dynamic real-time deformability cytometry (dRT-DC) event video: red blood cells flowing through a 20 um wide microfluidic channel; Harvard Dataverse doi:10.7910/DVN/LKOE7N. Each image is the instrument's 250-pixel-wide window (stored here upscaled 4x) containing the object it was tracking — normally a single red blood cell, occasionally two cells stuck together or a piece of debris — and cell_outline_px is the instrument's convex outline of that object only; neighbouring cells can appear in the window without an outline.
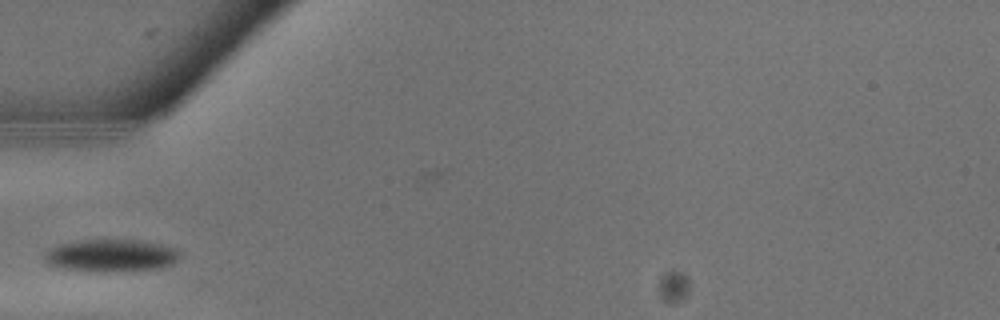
{"species": "common noctule bat (a hibernating species)", "species_latin": "Nyctalus noctula", "temperature_condition": "warm", "stored_images_in_passage": 13, "camera_frame_rate_fps": 3000, "um_per_image_px": 0.085, "animal": {"sex": "male", "body_mass_g": 13.3}, "frame": {"image": 1, "passage_image": 1, "time_ms": 0.0, "image_size_px": [1000, 320], "cell_outline_px": [[180, 252], [176, 260], [172, 264], [160, 268], [104, 272], [64, 268], [48, 264], [44, 260], [44, 256], [52, 248], [60, 244], [76, 240], [140, 240], [164, 244], [180, 248]], "centroid_in_image_um": [9.5, 21.7], "position_along_channel_um": 75.5, "area_um2": 25.49}}
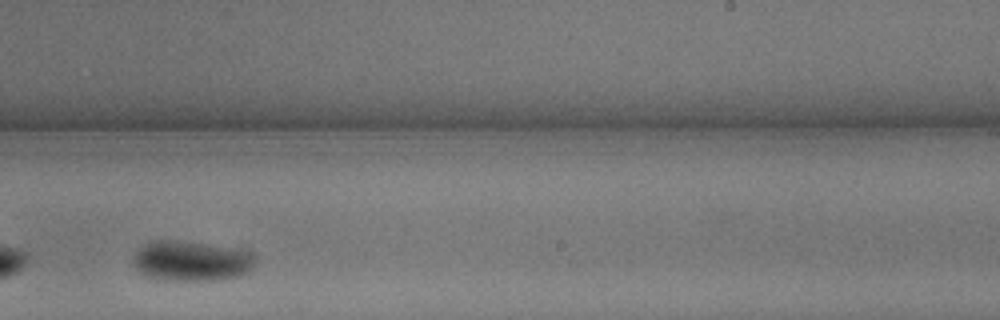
{"frame": {"image": 2, "passage_image": 9, "time_ms": 2.667, "image_size_px": [1000, 320], "cell_outline_px": [[252, 260], [244, 272], [236, 276], [220, 280], [164, 280], [148, 276], [140, 272], [132, 264], [132, 256], [136, 248], [144, 244], [156, 240], [184, 240], [248, 252], [252, 256]], "centroid_in_image_um": [16.08, 22.17], "position_along_channel_um": 272.9, "area_um2": 27.98}}
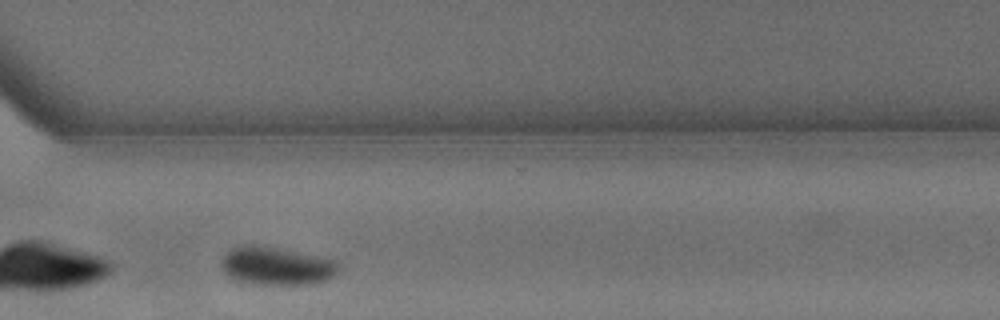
{"frame": {"image": 3, "passage_image": 12, "time_ms": 3.667, "image_size_px": [1000, 320], "cell_outline_px": [[340, 264], [332, 276], [324, 280], [312, 284], [260, 284], [236, 280], [228, 276], [224, 272], [220, 264], [224, 256], [232, 248], [276, 248], [336, 260]], "centroid_in_image_um": [23.52, 22.65], "position_along_channel_um": 347.1, "area_um2": 24.85}}